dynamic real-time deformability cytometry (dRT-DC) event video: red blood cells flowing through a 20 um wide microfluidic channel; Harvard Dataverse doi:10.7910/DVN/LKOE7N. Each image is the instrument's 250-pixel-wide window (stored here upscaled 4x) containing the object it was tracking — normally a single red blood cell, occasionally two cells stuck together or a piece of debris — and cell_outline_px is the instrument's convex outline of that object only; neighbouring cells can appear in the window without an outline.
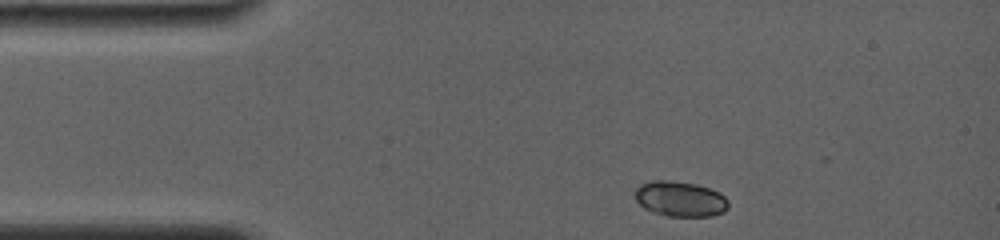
{"species": "common noctule bat (a hibernating species)", "species_latin": "Nyctalus noctula", "temperature_condition": "room temperature", "stored_images_in_passage": 7, "camera_frame_rate_fps": 4000, "um_per_image_px": 0.085, "animal": {"sex": "female", "body_mass_g": 19.0, "forearm_length_mm": 56.7}, "frame": {"image": 1, "passage_image": 1, "time_ms": 0.0, "image_size_px": [1000, 240], "cell_outline_px": [[728, 208], [724, 212], [712, 216], [668, 216], [644, 208], [636, 200], [636, 188], [640, 184], [652, 180], [672, 180], [696, 184], [720, 192], [728, 200]], "centroid_in_image_um": [57.84, 16.9], "position_along_channel_um": 27.2, "area_um2": 19.19}}
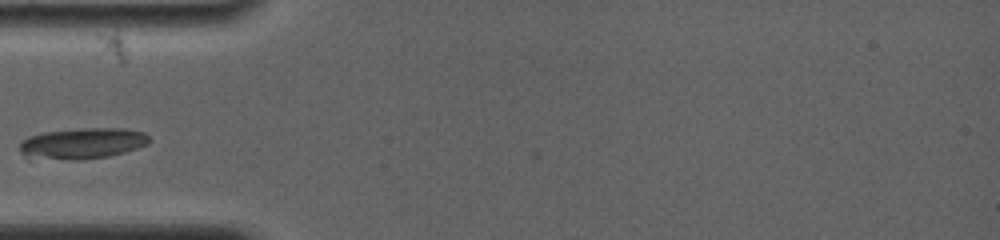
{"frame": {"image": 2, "passage_image": 5, "time_ms": 2.75, "image_size_px": [1000, 240], "cell_outline_px": [[148, 144], [124, 152], [108, 156], [80, 160], [28, 160], [20, 152], [20, 140], [28, 136], [44, 132], [80, 128], [124, 128], [144, 132], [148, 136]], "centroid_in_image_um": [6.9, 12.21], "position_along_channel_um": 78.1, "area_um2": 23.93}}
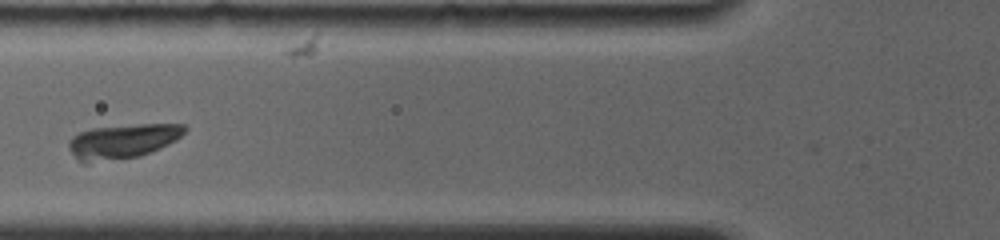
{"frame": {"image": 3, "passage_image": 6, "time_ms": 3.75, "image_size_px": [1000, 240], "cell_outline_px": [[188, 128], [176, 140], [160, 148], [140, 156], [88, 164], [84, 164], [68, 148], [68, 140], [72, 136], [80, 132], [92, 128], [140, 124], [184, 124]], "centroid_in_image_um": [10.41, 12.01], "position_along_channel_um": 115.4, "area_um2": 23.35}}